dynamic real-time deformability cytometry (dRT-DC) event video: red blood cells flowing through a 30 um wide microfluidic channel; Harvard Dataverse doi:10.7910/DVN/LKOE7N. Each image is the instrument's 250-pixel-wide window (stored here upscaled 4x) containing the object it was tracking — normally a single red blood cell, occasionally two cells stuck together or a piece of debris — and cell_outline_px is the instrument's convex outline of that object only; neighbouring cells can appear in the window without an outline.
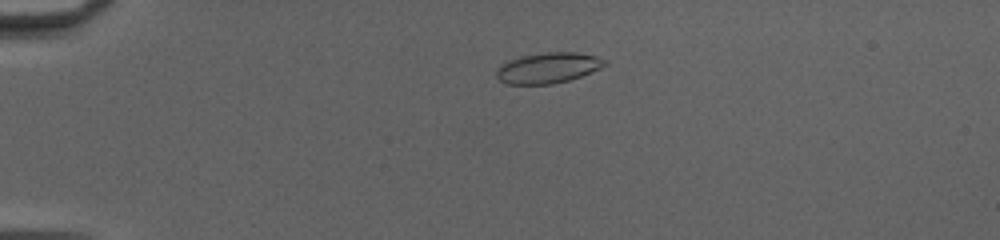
{"species": "common noctule bat (a hibernating species)", "species_latin": "Nyctalus noctula", "temperature_condition": "cold", "stored_images_in_passage": 48, "camera_frame_rate_fps": 3000, "um_per_image_px": 0.085, "animal": {"sex": "female", "body_mass_g": 20.0, "forearm_length_mm": 54.0}, "frame": {"image": 1, "passage_image": 10, "time_ms": 3.0, "image_size_px": [1000, 240], "cell_outline_px": [[608, 64], [600, 68], [580, 76], [568, 80], [552, 84], [504, 84], [496, 76], [496, 68], [520, 56], [544, 52], [576, 52], [596, 56], [608, 60]], "centroid_in_image_um": [46.6, 5.77], "position_along_channel_um": 38.4, "area_um2": 19.25}}
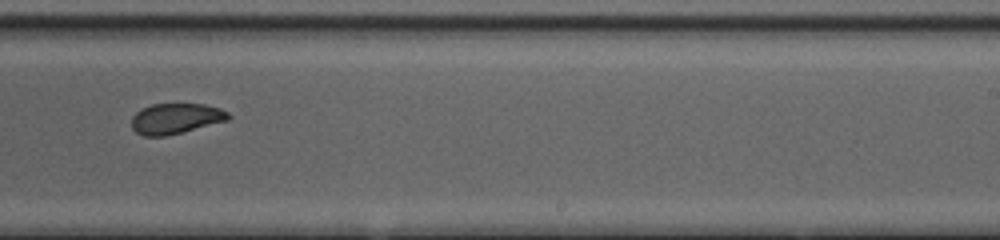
{"frame": {"image": 2, "passage_image": 31, "time_ms": 10.0, "image_size_px": [1000, 240], "cell_outline_px": [[232, 116], [228, 120], [164, 136], [144, 136], [136, 132], [132, 128], [132, 116], [140, 108], [152, 104], [204, 104], [220, 108], [228, 112]], "centroid_in_image_um": [14.92, 10.06], "position_along_channel_um": 274.1, "area_um2": 17.11}}
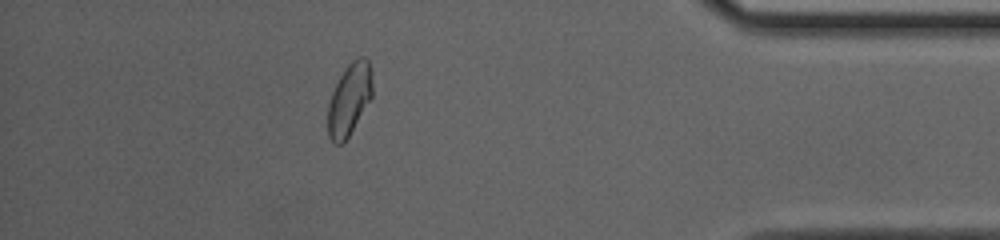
{"frame": {"image": 3, "passage_image": 43, "time_ms": 14.0, "image_size_px": [1000, 240], "cell_outline_px": [[372, 96], [344, 144], [336, 144], [328, 136], [328, 104], [332, 92], [344, 68], [352, 60], [360, 56], [364, 56], [368, 60], [372, 72]], "centroid_in_image_um": [29.7, 8.43], "position_along_channel_um": 405.5, "area_um2": 18.67}, "authors_computed_cell_mechanics": {"area_um2": 18.9584, "velocity_mm_per_s": 4.1578, "shape_relaxation_time_tau1_ms": null, "shape_relaxation_time_tau2_ms": 1.8098, "deformation_change_tau1": null, "deformation_change_tau2": 0.0637}}